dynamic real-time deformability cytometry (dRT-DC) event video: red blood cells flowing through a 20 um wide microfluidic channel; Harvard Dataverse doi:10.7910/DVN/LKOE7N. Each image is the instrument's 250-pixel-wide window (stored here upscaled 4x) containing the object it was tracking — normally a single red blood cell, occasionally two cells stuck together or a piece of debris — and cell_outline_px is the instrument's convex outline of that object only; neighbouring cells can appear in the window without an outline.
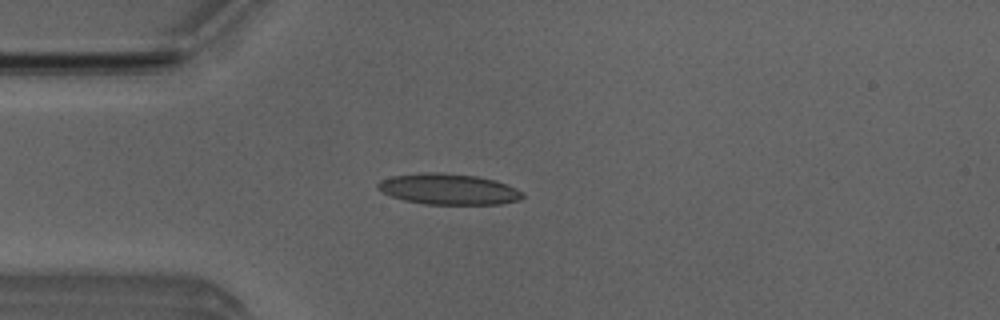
{"species": "Egyptian fruit bat (a non-hibernating species)", "species_latin": "Rousettus aegyptiacus", "temperature_condition": "room temperature", "stored_images_in_passage": 33, "camera_frame_rate_fps": 3000, "um_per_image_px": 0.085, "animal": {"sex": "male"}, "frame": {"image": 1, "passage_image": 12, "time_ms": 3.667, "image_size_px": [1000, 320], "cell_outline_px": [[524, 196], [520, 200], [500, 204], [424, 204], [404, 200], [392, 196], [376, 188], [376, 184], [380, 180], [392, 176], [420, 172], [440, 172], [476, 176], [496, 180], [508, 184], [524, 192]], "centroid_in_image_um": [38.14, 16.07], "position_along_channel_um": 46.9, "area_um2": 26.24}}
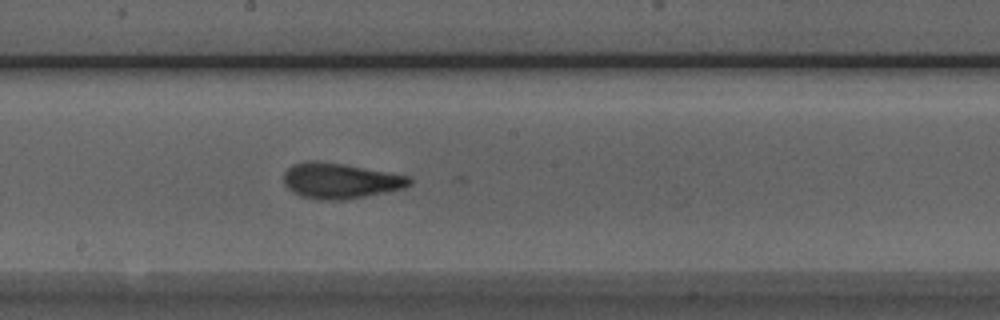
{"frame": {"image": 2, "passage_image": 26, "time_ms": 8.333, "image_size_px": [1000, 320], "cell_outline_px": [[412, 184], [404, 188], [344, 200], [316, 200], [300, 196], [292, 192], [284, 184], [284, 172], [292, 164], [304, 160], [316, 160], [412, 176]], "centroid_in_image_um": [28.89, 15.37], "position_along_channel_um": 219.3, "area_um2": 26.13}}
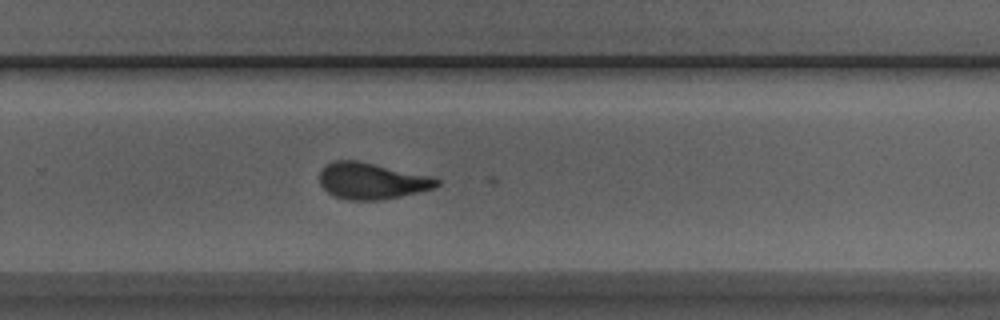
{"frame": {"image": 3, "passage_image": 32, "time_ms": 10.333, "image_size_px": [1000, 320], "cell_outline_px": [[440, 184], [436, 188], [384, 200], [348, 200], [336, 196], [328, 192], [320, 184], [320, 172], [332, 160], [356, 160], [432, 176], [440, 180]], "centroid_in_image_um": [31.64, 15.38], "position_along_channel_um": 298.2, "area_um2": 24.85}}